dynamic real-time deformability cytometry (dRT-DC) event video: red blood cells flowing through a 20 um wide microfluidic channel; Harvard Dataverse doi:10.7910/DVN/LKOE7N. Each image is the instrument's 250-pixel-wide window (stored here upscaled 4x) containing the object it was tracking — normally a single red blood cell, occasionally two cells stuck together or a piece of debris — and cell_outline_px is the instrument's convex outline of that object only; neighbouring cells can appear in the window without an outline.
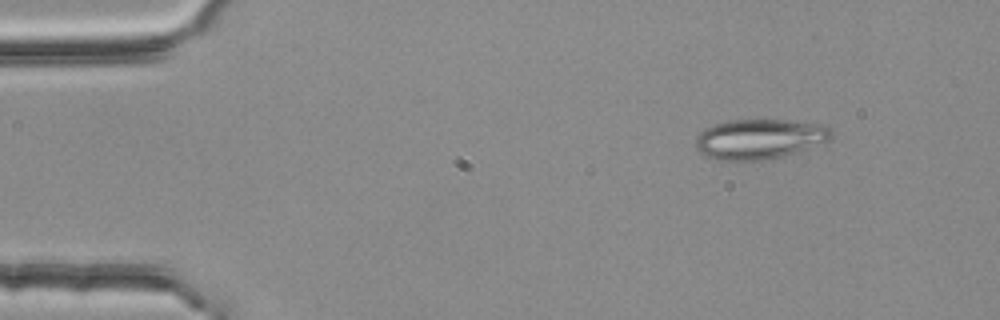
{"species": "common noctule bat (a hibernating species)", "species_latin": "Nyctalus noctula", "temperature_condition": "room temperature", "stored_images_in_passage": 3, "camera_frame_rate_fps": 3000, "um_per_image_px": 0.085, "animal": {"sex": "female", "body_mass_g": 25.1}, "frame": {"image": 1, "passage_image": 1, "time_ms": 0.0, "image_size_px": [1000, 320], "cell_outline_px": [[832, 136], [828, 140], [780, 156], [764, 160], [720, 160], [708, 156], [700, 152], [696, 148], [696, 136], [700, 132], [716, 124], [728, 120], [784, 120], [828, 124], [832, 128]], "centroid_in_image_um": [64.56, 11.79], "position_along_channel_um": 20.4, "area_um2": 31.15}}